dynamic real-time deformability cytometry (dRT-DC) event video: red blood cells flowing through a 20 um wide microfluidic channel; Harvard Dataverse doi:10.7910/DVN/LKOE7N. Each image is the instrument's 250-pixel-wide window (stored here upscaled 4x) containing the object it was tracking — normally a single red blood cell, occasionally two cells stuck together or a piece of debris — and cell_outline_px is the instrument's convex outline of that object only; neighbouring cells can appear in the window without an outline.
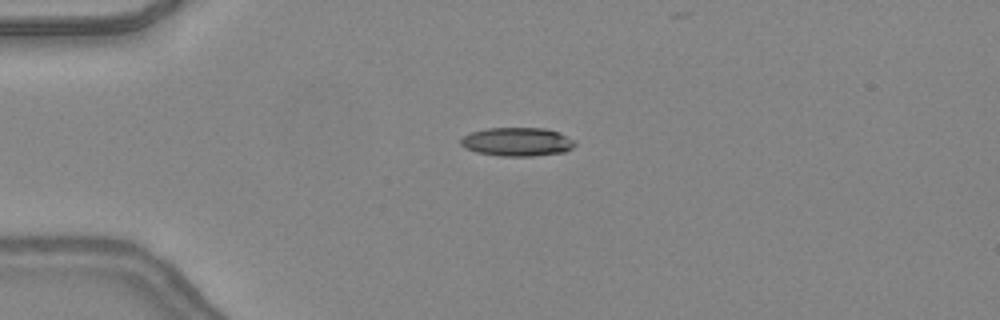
{"species": "common noctule bat (a hibernating species)", "species_latin": "Nyctalus noctula", "temperature_condition": "warm", "stored_images_in_passage": 40, "camera_frame_rate_fps": 3000, "um_per_image_px": 0.085, "animal": {"sex": "female", "body_mass_g": 24.6, "forearm_length_mm": 56.2}, "frame": {"image": 1, "passage_image": 4, "time_ms": 1.0, "image_size_px": [1000, 320], "cell_outline_px": [[576, 144], [572, 148], [564, 152], [532, 156], [500, 156], [476, 152], [464, 148], [460, 144], [460, 140], [464, 136], [472, 132], [488, 128], [544, 128], [556, 132], [576, 140]], "centroid_in_image_um": [43.95, 12.06], "position_along_channel_um": 41.0, "area_um2": 19.02}}
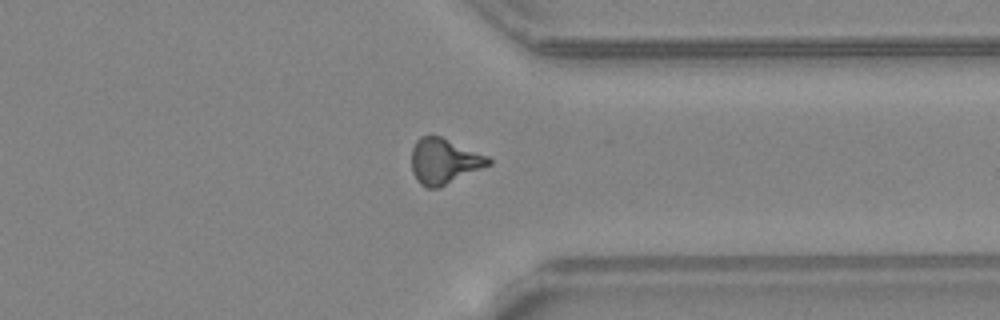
{"frame": {"image": 2, "passage_image": 29, "time_ms": 9.333, "image_size_px": [1000, 320], "cell_outline_px": [[492, 164], [440, 188], [424, 188], [416, 180], [412, 172], [412, 148], [416, 140], [420, 136], [440, 136], [488, 156], [492, 160]], "centroid_in_image_um": [37.74, 13.73], "position_along_channel_um": 373.7, "area_um2": 20.58}}
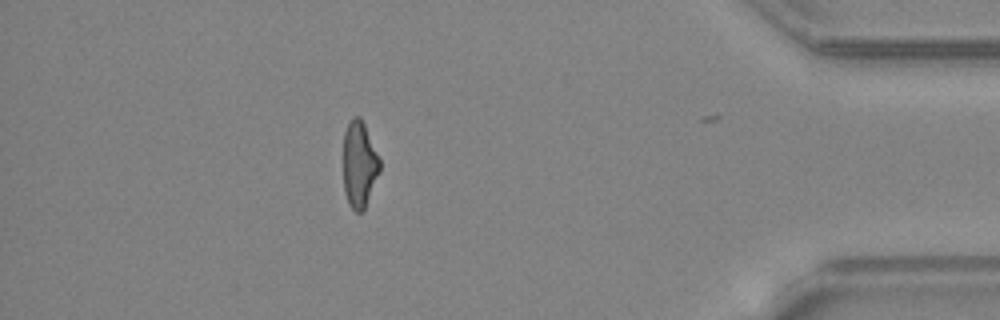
{"frame": {"image": 3, "passage_image": 34, "time_ms": 11.0, "image_size_px": [1000, 320], "cell_outline_px": [[380, 172], [364, 208], [360, 212], [356, 212], [348, 204], [344, 192], [344, 132], [352, 116], [360, 116], [364, 124], [380, 160]], "centroid_in_image_um": [30.53, 13.97], "position_along_channel_um": 404.7, "area_um2": 18.15}, "authors_computed_cell_mechanics": {"area_um2": 19.4497, "velocity_mm_per_s": 4.4207, "shape_relaxation_time_tau1_ms": null, "shape_relaxation_time_tau2_ms": 3.4752, "deformation_change_tau1": null, "deformation_change_tau2": 0.1461}}